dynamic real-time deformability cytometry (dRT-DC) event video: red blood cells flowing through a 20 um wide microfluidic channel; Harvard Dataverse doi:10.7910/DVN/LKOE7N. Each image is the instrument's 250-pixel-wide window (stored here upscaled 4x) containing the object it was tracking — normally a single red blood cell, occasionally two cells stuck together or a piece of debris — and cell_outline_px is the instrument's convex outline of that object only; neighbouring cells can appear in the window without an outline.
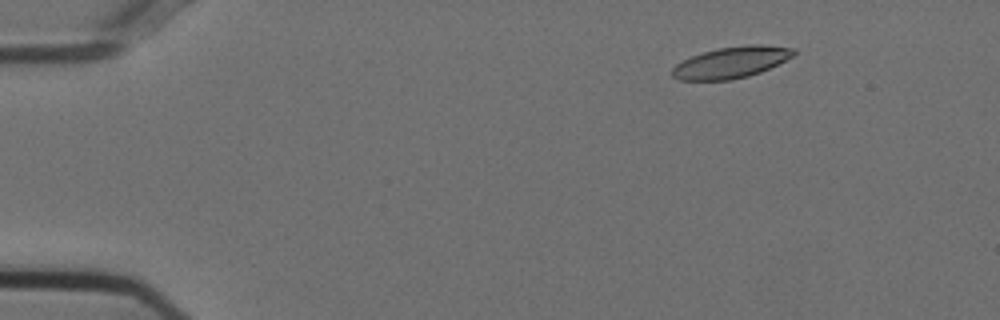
{"species": "Egyptian fruit bat (a non-hibernating species)", "species_latin": "Rousettus aegyptiacus", "temperature_condition": "cold", "stored_images_in_passage": 55, "camera_frame_rate_fps": 3000, "um_per_image_px": 0.085, "animal": {"sex": "female"}, "frame": {"image": 1, "passage_image": 8, "time_ms": 2.333, "image_size_px": [1000, 320], "cell_outline_px": [[796, 52], [792, 56], [760, 72], [748, 76], [732, 80], [680, 80], [672, 76], [672, 68], [676, 64], [692, 56], [716, 48], [748, 44], [760, 44], [796, 48]], "centroid_in_image_um": [62.15, 5.29], "position_along_channel_um": 22.9, "area_um2": 22.08}}
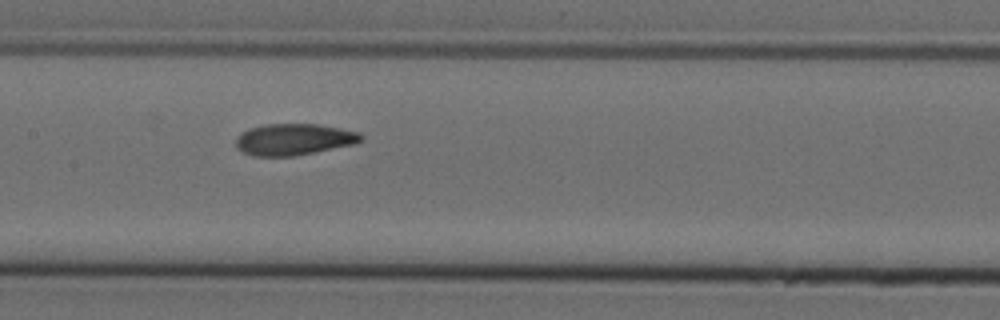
{"frame": {"image": 2, "passage_image": 28, "time_ms": 9.0, "image_size_px": [1000, 320], "cell_outline_px": [[364, 140], [356, 144], [292, 156], [252, 156], [236, 148], [236, 136], [248, 128], [268, 124], [320, 124], [360, 132], [364, 136]], "centroid_in_image_um": [25.0, 11.84], "position_along_channel_um": 182.4, "area_um2": 23.12}}
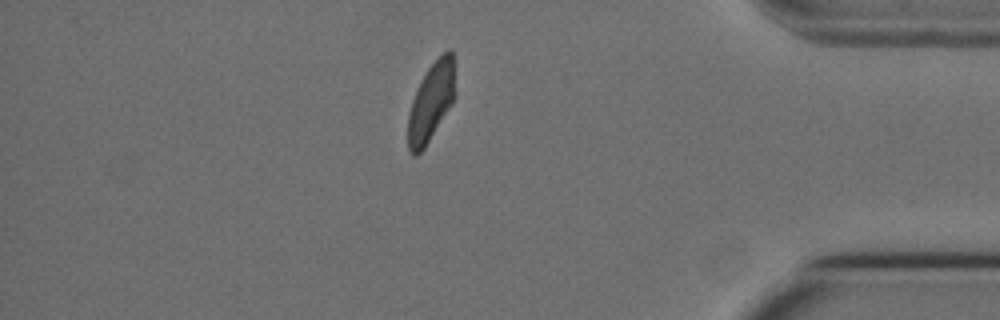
{"frame": {"image": 3, "passage_image": 48, "time_ms": 15.667, "image_size_px": [1000, 320], "cell_outline_px": [[456, 96], [452, 104], [424, 148], [416, 156], [412, 156], [408, 148], [408, 112], [416, 88], [420, 80], [428, 68], [448, 48], [452, 52]], "centroid_in_image_um": [36.64, 8.67], "position_along_channel_um": 398.6, "area_um2": 21.62}, "authors_computed_cell_mechanics": {"area_um2": 22.831, "velocity_mm_per_s": 3.7089, "shape_relaxation_time_tau1_ms": 5.9478, "shape_relaxation_time_tau2_ms": 2.1855, "deformation_change_tau1": 0.1695, "deformation_change_tau2": 0.066}}